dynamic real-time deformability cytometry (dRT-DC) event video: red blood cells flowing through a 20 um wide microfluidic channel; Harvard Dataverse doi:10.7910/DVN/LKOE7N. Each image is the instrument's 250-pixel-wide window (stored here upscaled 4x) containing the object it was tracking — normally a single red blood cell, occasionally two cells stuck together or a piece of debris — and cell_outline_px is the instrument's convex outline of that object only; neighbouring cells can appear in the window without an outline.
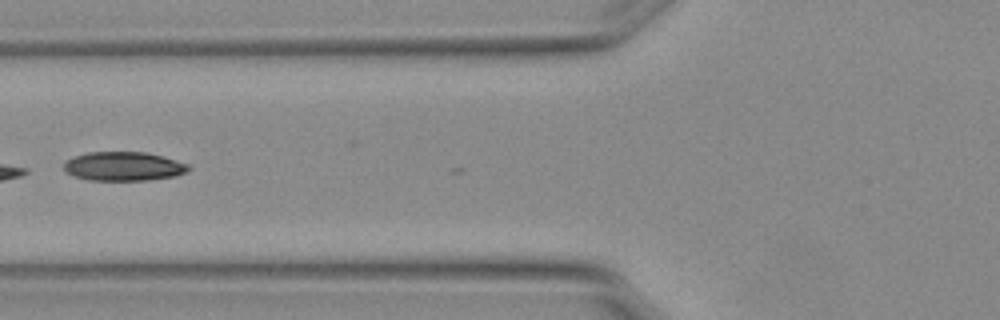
{"species": "Egyptian fruit bat (a non-hibernating species)", "species_latin": "Rousettus aegyptiacus", "temperature_condition": "warm", "stored_images_in_passage": 6, "camera_frame_rate_fps": 3000, "um_per_image_px": 0.085, "animal": {"sex": "female"}, "frame": {"image": 1, "passage_image": 6, "time_ms": 1.667, "image_size_px": [1000, 320], "cell_outline_px": [[192, 168], [188, 172], [176, 176], [148, 180], [88, 180], [72, 176], [64, 168], [64, 164], [68, 160], [76, 156], [88, 152], [144, 152], [160, 156], [188, 164]], "centroid_in_image_um": [10.53, 14.15], "position_along_channel_um": 115.3, "area_um2": 20.92}}